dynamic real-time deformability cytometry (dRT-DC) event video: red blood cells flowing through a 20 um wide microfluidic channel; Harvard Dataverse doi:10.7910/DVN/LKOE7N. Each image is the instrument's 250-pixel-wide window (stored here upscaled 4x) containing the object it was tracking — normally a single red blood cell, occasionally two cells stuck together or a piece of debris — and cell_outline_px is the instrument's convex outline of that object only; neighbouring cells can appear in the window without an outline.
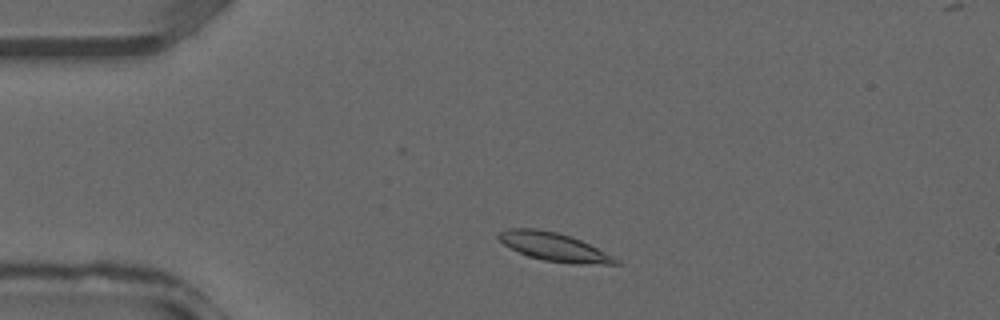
{"species": "common noctule bat (a hibernating species)", "species_latin": "Nyctalus noctula", "temperature_condition": "warm", "stored_images_in_passage": 34, "camera_frame_rate_fps": 3000, "um_per_image_px": 0.085, "animal": {"sex": "male", "forearm_length_mm": 52.5}, "frame": {"image": 1, "passage_image": 4, "time_ms": 1.0, "image_size_px": [1000, 320], "cell_outline_px": [[620, 264], [572, 264], [544, 260], [528, 256], [504, 244], [496, 236], [500, 232], [512, 228], [536, 228], [556, 232], [572, 236], [620, 260]], "centroid_in_image_um": [47.1, 20.99], "position_along_channel_um": 37.9, "area_um2": 19.07}}
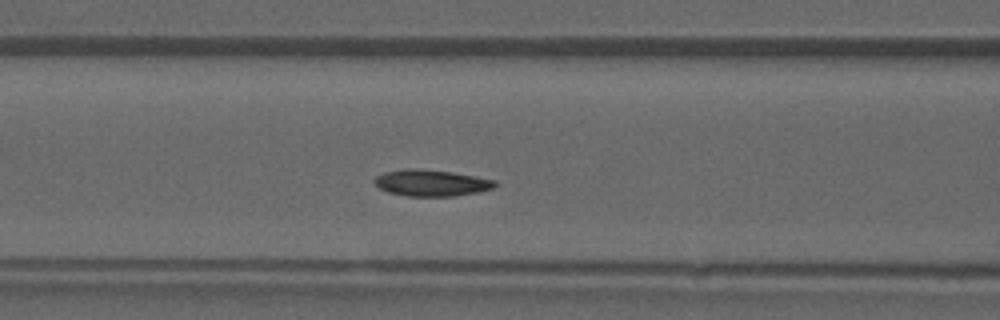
{"frame": {"image": 2, "passage_image": 11, "time_ms": 3.333, "image_size_px": [1000, 320], "cell_outline_px": [[496, 184], [492, 188], [476, 192], [452, 196], [408, 196], [388, 192], [380, 188], [372, 180], [376, 176], [384, 172], [452, 172], [476, 176], [496, 180]], "centroid_in_image_um": [36.71, 15.6], "position_along_channel_um": 129.9, "area_um2": 17.34}}
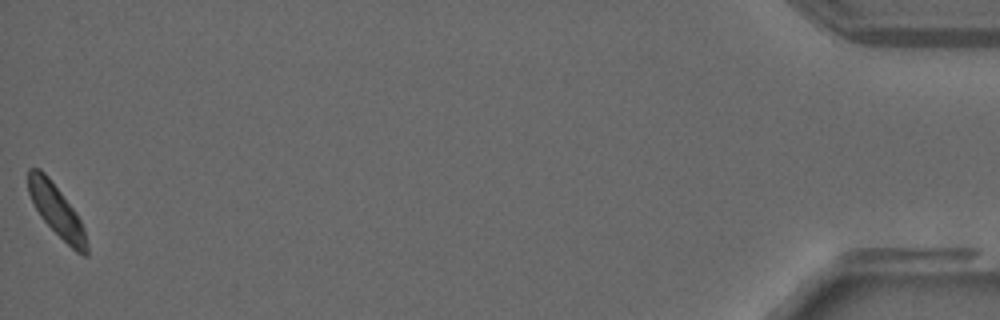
{"frame": {"image": 3, "passage_image": 33, "time_ms": 10.667, "image_size_px": [1000, 320], "cell_outline_px": [[88, 256], [84, 256], [76, 252], [40, 216], [28, 192], [28, 168], [40, 168], [48, 176], [76, 212], [80, 220], [84, 232], [88, 248]], "centroid_in_image_um": [4.8, 17.88], "position_along_channel_um": 430.4, "area_um2": 17.17}}